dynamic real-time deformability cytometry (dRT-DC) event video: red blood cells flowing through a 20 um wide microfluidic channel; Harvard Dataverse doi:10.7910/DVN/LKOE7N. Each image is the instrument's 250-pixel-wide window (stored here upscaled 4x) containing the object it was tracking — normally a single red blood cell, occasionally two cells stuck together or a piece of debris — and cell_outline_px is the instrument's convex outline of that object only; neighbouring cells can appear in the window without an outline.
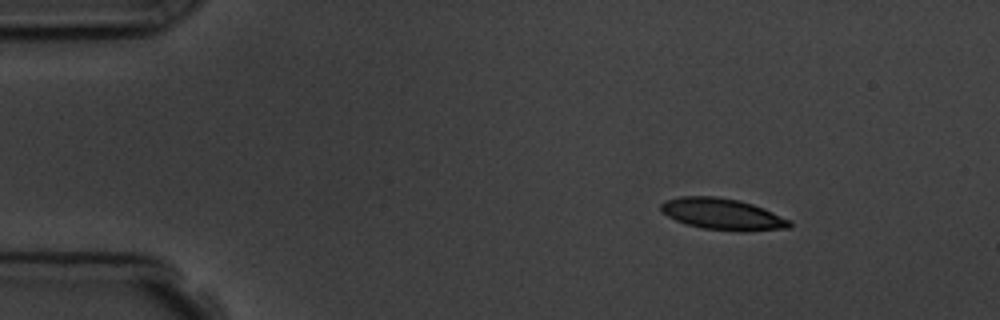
{"species": "common noctule bat (a hibernating species)", "species_latin": "Nyctalus noctula", "temperature_condition": "room temperature", "stored_images_in_passage": 4, "camera_frame_rate_fps": 3000, "um_per_image_px": 0.085, "animal": {"sex": "male", "body_mass_g": 19.5, "forearm_length_mm": 54.6}, "frame": {"image": 1, "passage_image": 1, "time_ms": 0.0, "image_size_px": [1000, 320], "cell_outline_px": [[792, 224], [788, 228], [744, 232], [740, 232], [704, 228], [688, 224], [676, 220], [668, 216], [660, 208], [660, 204], [664, 200], [680, 196], [716, 196], [740, 200], [764, 208], [792, 220]], "centroid_in_image_um": [61.45, 18.19], "position_along_channel_um": 23.5, "area_um2": 23.7}}
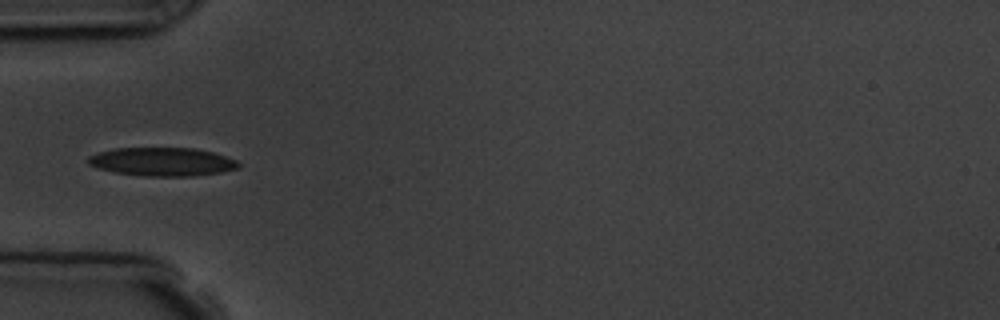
{"frame": {"image": 2, "passage_image": 4, "time_ms": 3.333, "image_size_px": [1000, 320], "cell_outline_px": [[240, 168], [220, 172], [192, 176], [144, 176], [116, 172], [96, 168], [88, 164], [88, 156], [100, 152], [116, 148], [196, 148], [212, 152], [236, 160], [240, 164]], "centroid_in_image_um": [13.79, 13.75], "position_along_channel_um": 71.2, "area_um2": 24.85}}